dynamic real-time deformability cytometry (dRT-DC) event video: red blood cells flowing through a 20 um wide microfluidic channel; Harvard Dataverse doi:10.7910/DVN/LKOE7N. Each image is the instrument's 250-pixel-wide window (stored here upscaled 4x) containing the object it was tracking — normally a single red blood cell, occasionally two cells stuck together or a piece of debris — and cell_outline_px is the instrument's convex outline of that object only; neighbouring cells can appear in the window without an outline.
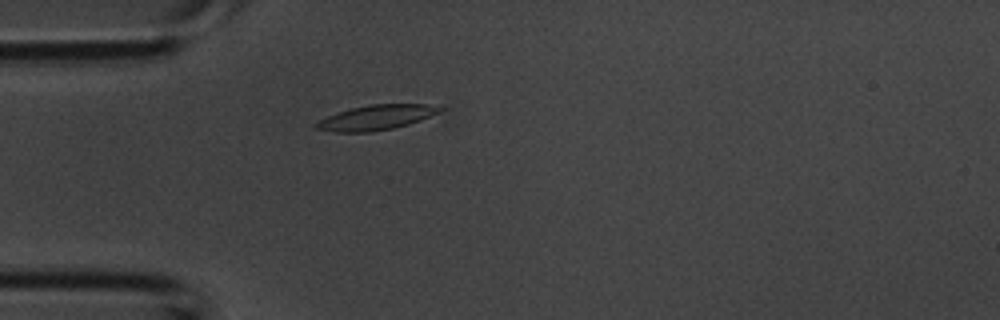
{"species": "common noctule bat (a hibernating species)", "species_latin": "Nyctalus noctula", "temperature_condition": "room temperature", "stored_images_in_passage": 3, "camera_frame_rate_fps": 3000, "um_per_image_px": 0.085, "animal": {"sex": "male", "body_mass_g": 20.1, "forearm_length_mm": 53.5}, "frame": {"image": 1, "passage_image": 3, "time_ms": 0.667, "image_size_px": [1000, 320], "cell_outline_px": [[444, 108], [440, 112], [420, 120], [408, 124], [392, 128], [372, 132], [336, 132], [316, 128], [312, 124], [328, 116], [352, 108], [368, 104], [428, 104]], "centroid_in_image_um": [31.98, 9.98], "position_along_channel_um": 53.0, "area_um2": 17.74}}